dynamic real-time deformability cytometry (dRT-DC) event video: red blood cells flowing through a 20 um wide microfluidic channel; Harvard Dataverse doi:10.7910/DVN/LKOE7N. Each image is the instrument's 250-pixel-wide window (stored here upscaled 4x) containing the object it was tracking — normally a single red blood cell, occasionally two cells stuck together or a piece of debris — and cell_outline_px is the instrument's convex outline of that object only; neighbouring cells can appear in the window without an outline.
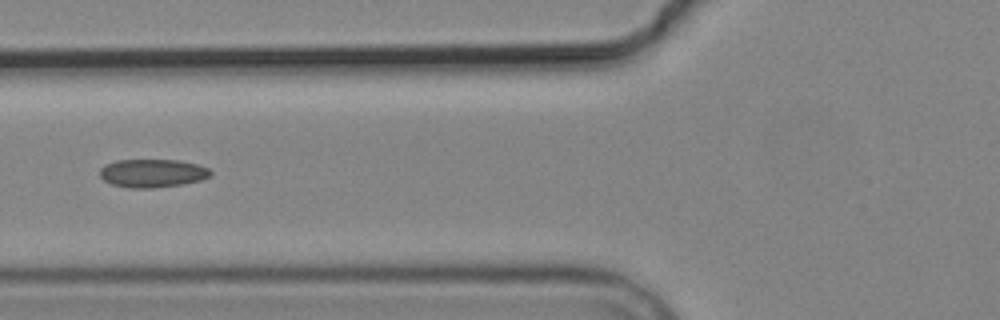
{"species": "common noctule bat (a hibernating species)", "species_latin": "Nyctalus noctula", "temperature_condition": "cold", "stored_images_in_passage": 4, "camera_frame_rate_fps": 3000, "um_per_image_px": 0.085, "animal": {"sex": "male", "body_mass_g": 19.2, "forearm_length_mm": 51.8}, "frame": {"image": 1, "passage_image": 4, "time_ms": 4.667, "image_size_px": [1000, 320], "cell_outline_px": [[212, 172], [208, 176], [200, 180], [184, 184], [152, 188], [128, 188], [112, 184], [104, 180], [100, 176], [100, 168], [104, 164], [116, 160], [180, 160], [196, 164], [208, 168]], "centroid_in_image_um": [12.92, 14.72], "position_along_channel_um": 112.9, "area_um2": 18.26}}